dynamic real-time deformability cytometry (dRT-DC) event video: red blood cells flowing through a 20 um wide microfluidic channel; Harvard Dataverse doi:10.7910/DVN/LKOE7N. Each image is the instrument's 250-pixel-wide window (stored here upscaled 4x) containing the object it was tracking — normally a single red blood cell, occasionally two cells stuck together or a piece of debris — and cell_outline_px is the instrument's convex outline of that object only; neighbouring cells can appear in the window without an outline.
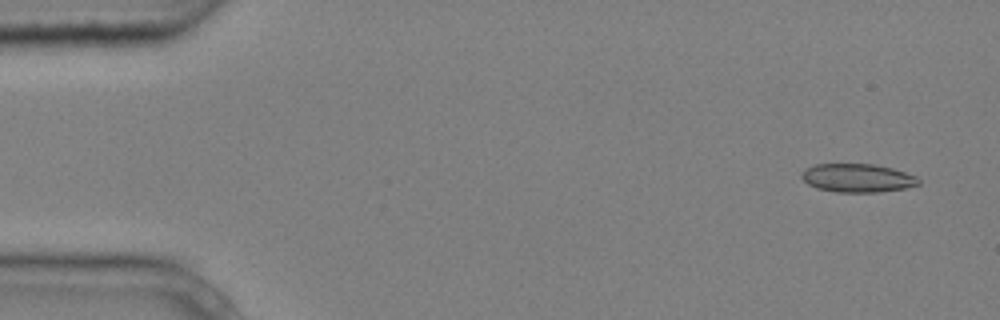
{"species": "common noctule bat (a hibernating species)", "species_latin": "Nyctalus noctula", "temperature_condition": "cold", "stored_images_in_passage": 7, "camera_frame_rate_fps": 3000, "um_per_image_px": 0.085, "animal": {"sex": "male", "body_mass_g": 20.4}, "frame": {"image": 1, "passage_image": 1, "time_ms": 0.0, "image_size_px": [1000, 320], "cell_outline_px": [[920, 184], [904, 188], [880, 192], [836, 192], [816, 188], [808, 184], [800, 176], [800, 172], [804, 168], [816, 164], [872, 164], [892, 168], [916, 176], [920, 180]], "centroid_in_image_um": [72.85, 15.13], "position_along_channel_um": 12.2, "area_um2": 19.48}}
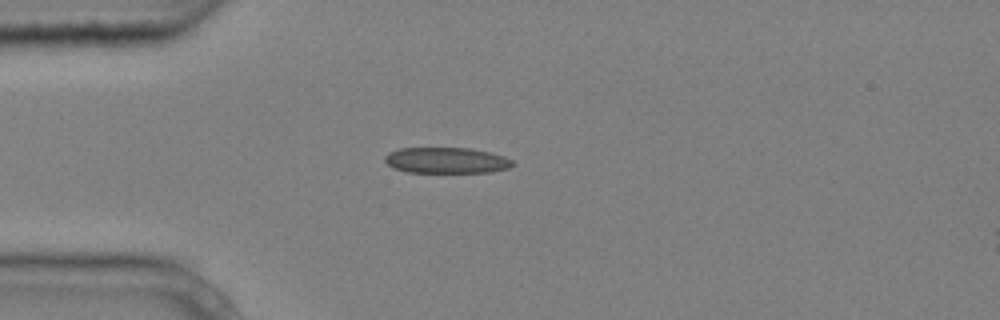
{"frame": {"image": 2, "passage_image": 4, "time_ms": 1.0, "image_size_px": [1000, 320], "cell_outline_px": [[512, 164], [508, 168], [492, 172], [408, 172], [396, 168], [388, 164], [384, 160], [384, 156], [388, 152], [400, 148], [472, 148], [504, 156], [512, 160]], "centroid_in_image_um": [37.93, 13.62], "position_along_channel_um": 47.1, "area_um2": 19.13}}
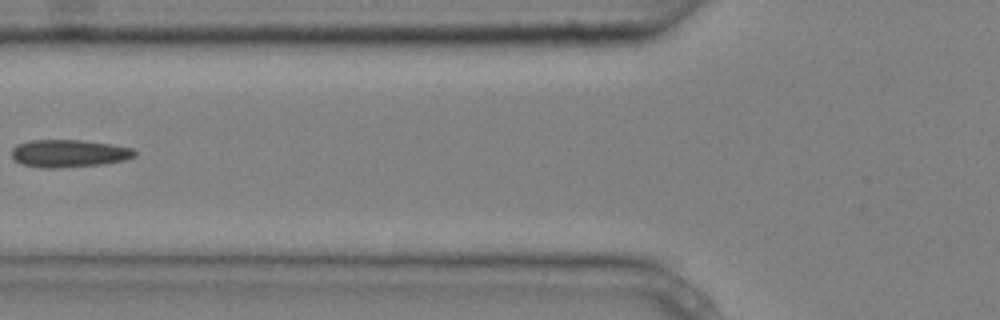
{"frame": {"image": 3, "passage_image": 6, "time_ms": 1.667, "image_size_px": [1000, 320], "cell_outline_px": [[136, 156], [124, 160], [104, 164], [60, 168], [40, 168], [20, 164], [12, 156], [12, 148], [16, 144], [32, 140], [80, 140], [112, 144], [132, 148], [136, 152]], "centroid_in_image_um": [5.85, 13.04], "position_along_channel_um": 120.0, "area_um2": 19.94}}